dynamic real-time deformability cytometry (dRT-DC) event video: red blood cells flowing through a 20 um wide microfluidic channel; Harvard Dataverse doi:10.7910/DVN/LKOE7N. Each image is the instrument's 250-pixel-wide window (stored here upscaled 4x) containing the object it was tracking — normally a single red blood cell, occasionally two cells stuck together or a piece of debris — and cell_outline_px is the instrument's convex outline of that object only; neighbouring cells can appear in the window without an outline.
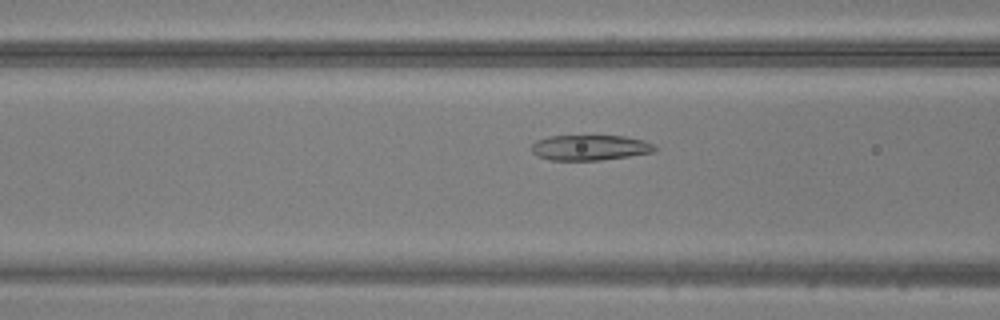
{"species": "common noctule bat (a hibernating species)", "species_latin": "Nyctalus noctula", "temperature_condition": "warm", "stored_images_in_passage": 46, "segment_of_instrument_passage": [1, 2], "camera_frame_rate_fps": 3000, "um_per_image_px": 0.085, "animal": {"sex": "male", "body_mass_g": 20.5, "forearm_length_mm": 52.5}, "frame": {"image": 1, "passage_image": 19, "time_ms": 6.0, "image_size_px": [1000, 320], "cell_outline_px": [[656, 148], [652, 152], [628, 156], [600, 160], [552, 160], [540, 156], [532, 152], [532, 144], [536, 140], [548, 136], [624, 136], [644, 140], [652, 144]], "centroid_in_image_um": [50.13, 12.54], "position_along_channel_um": 116.5, "area_um2": 17.98}}
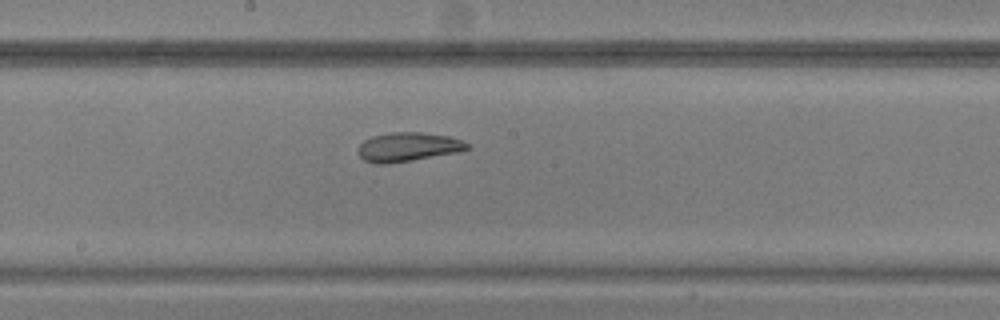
{"frame": {"image": 2, "passage_image": 26, "time_ms": 8.333, "image_size_px": [1000, 320], "cell_outline_px": [[472, 148], [456, 152], [412, 160], [384, 164], [376, 164], [364, 160], [360, 156], [360, 144], [364, 140], [372, 136], [392, 132], [420, 132], [448, 136], [460, 140], [468, 144]], "centroid_in_image_um": [34.68, 12.48], "position_along_channel_um": 213.5, "area_um2": 18.15}}
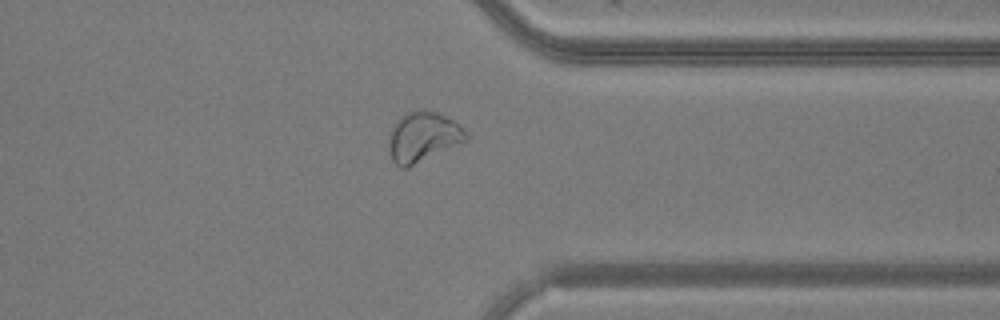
{"frame": {"image": 3, "passage_image": 38, "time_ms": 12.333, "image_size_px": [1000, 320], "cell_outline_px": [[468, 140], [408, 168], [400, 168], [392, 160], [388, 148], [388, 136], [392, 124], [396, 120], [408, 112], [424, 108], [436, 112], [456, 120], [464, 128], [468, 136]], "centroid_in_image_um": [35.95, 11.63], "position_along_channel_um": 375.5, "area_um2": 23.06}}